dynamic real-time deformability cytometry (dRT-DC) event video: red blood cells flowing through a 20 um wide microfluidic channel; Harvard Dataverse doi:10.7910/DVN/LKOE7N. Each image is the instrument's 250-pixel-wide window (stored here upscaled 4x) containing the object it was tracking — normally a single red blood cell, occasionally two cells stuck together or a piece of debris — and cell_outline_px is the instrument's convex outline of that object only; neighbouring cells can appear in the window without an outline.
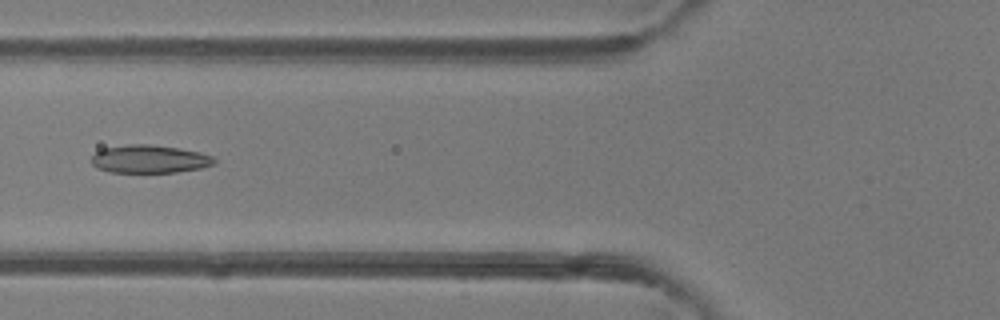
{"species": "common noctule bat (a hibernating species)", "species_latin": "Nyctalus noctula", "temperature_condition": "room temperature", "stored_images_in_passage": 5, "camera_frame_rate_fps": 3000, "um_per_image_px": 0.085, "animal": {"sex": "female"}, "frame": {"image": 1, "passage_image": 4, "time_ms": 1.0, "image_size_px": [1000, 320], "cell_outline_px": [[216, 164], [200, 168], [176, 172], [108, 172], [96, 168], [92, 164], [92, 156], [100, 148], [128, 144], [148, 144], [180, 148], [200, 152], [212, 156], [216, 160]], "centroid_in_image_um": [12.69, 13.51], "position_along_channel_um": 113.1, "area_um2": 20.23}}
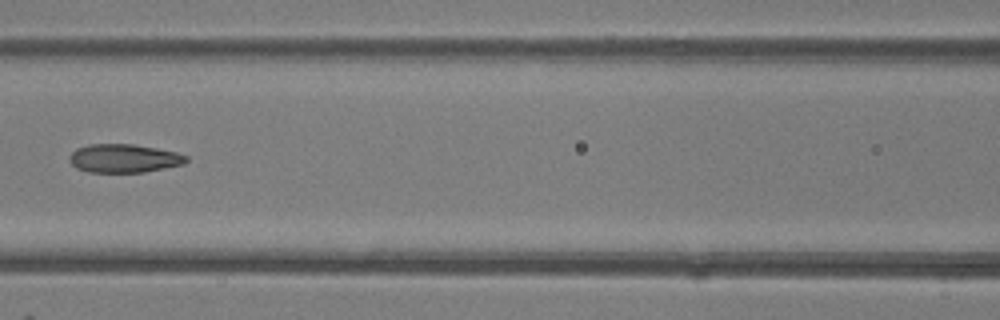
{"frame": {"image": 2, "passage_image": 5, "time_ms": 1.333, "image_size_px": [1000, 320], "cell_outline_px": [[188, 160], [184, 164], [144, 172], [88, 172], [76, 168], [68, 160], [68, 156], [76, 148], [88, 144], [132, 144], [156, 148], [176, 152], [188, 156]], "centroid_in_image_um": [10.51, 13.46], "position_along_channel_um": 156.1, "area_um2": 19.48}}